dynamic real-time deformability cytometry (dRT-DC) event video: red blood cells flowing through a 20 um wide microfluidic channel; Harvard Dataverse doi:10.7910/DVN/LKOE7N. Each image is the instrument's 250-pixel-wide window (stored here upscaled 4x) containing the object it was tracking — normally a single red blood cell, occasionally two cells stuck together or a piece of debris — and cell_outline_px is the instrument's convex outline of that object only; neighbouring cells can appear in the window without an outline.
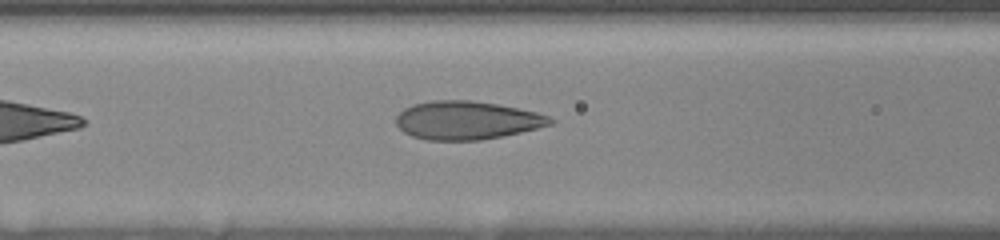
{"species": "human", "species_latin": "Homo sapiens", "temperature_condition": "room temperature", "stored_images_in_passage": 39, "camera_frame_rate_fps": 3000, "um_per_image_px": 0.085, "donor": {"sex": "female"}, "frame": {"image": 1, "passage_image": 7, "time_ms": 2.0, "image_size_px": [1000, 240], "cell_outline_px": [[556, 124], [504, 136], [480, 140], [428, 140], [412, 136], [404, 132], [396, 124], [396, 116], [404, 108], [412, 104], [432, 100], [472, 100], [496, 104], [536, 112], [548, 116], [556, 120]], "centroid_in_image_um": [39.7, 10.23], "position_along_channel_um": 126.9, "area_um2": 34.62}}
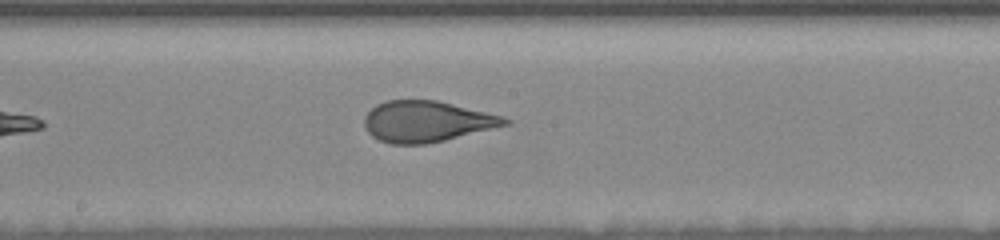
{"frame": {"image": 2, "passage_image": 14, "time_ms": 4.333, "image_size_px": [1000, 240], "cell_outline_px": [[512, 124], [444, 140], [424, 144], [392, 144], [380, 140], [372, 136], [368, 132], [364, 124], [364, 116], [376, 104], [388, 100], [436, 100], [504, 116], [512, 120]], "centroid_in_image_um": [36.3, 10.32], "position_along_channel_um": 211.9, "area_um2": 33.58}}
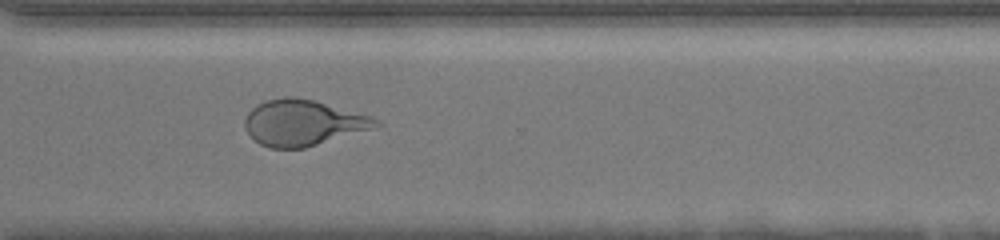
{"frame": {"image": 3, "passage_image": 25, "time_ms": 8.0, "image_size_px": [1000, 240], "cell_outline_px": [[380, 124], [376, 128], [304, 148], [272, 148], [260, 144], [244, 128], [244, 120], [248, 112], [256, 104], [268, 100], [284, 96], [296, 96], [316, 100], [372, 116]], "centroid_in_image_um": [25.76, 10.42], "position_along_channel_um": 344.8, "area_um2": 35.14}, "authors_computed_cell_mechanics": {"area_um2": 35.258, "velocity_mm_per_s": 3.6423, "shape_relaxation_time_tau1_ms": 4.6681, "shape_relaxation_time_tau2_ms": 0.9296, "deformation_change_tau1": 0.1658, "deformation_change_tau2": 0.0934}}